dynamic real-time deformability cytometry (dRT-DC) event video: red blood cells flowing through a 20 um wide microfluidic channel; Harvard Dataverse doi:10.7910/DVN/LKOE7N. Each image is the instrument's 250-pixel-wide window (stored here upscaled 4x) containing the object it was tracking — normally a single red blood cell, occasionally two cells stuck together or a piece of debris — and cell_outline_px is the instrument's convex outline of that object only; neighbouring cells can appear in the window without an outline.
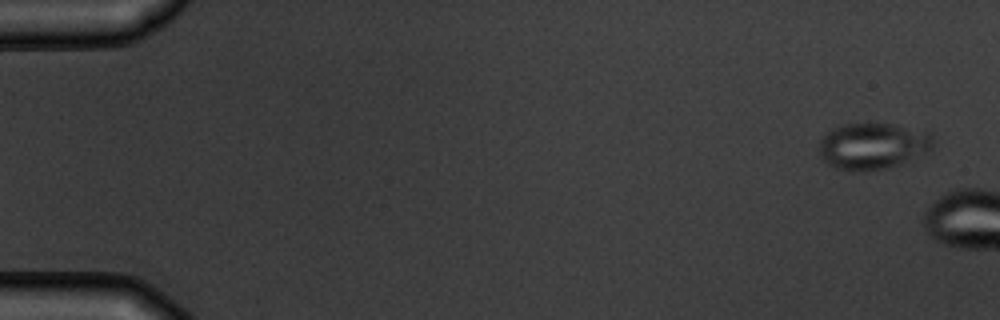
{"species": "common noctule bat (a hibernating species)", "species_latin": "Nyctalus noctula", "temperature_condition": "warm", "stored_images_in_passage": 3, "camera_frame_rate_fps": 3000, "um_per_image_px": 0.085, "animal": {"sex": "male", "body_mass_g": 19.5, "forearm_length_mm": 54.6}, "frame": {"image": 1, "passage_image": 1, "time_ms": 0.0, "image_size_px": [1000, 320], "cell_outline_px": [[932, 148], [900, 164], [888, 168], [864, 172], [848, 172], [836, 168], [828, 164], [820, 156], [820, 140], [832, 128], [844, 124], [892, 124], [932, 132]], "centroid_in_image_um": [74.16, 12.43], "position_along_channel_um": 10.8, "area_um2": 30.87}}